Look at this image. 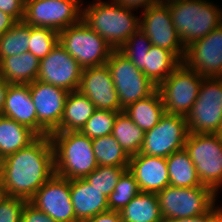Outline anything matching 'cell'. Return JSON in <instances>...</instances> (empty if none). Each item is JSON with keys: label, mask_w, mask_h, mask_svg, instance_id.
<instances>
[{"label": "cell", "mask_w": 222, "mask_h": 222, "mask_svg": "<svg viewBox=\"0 0 222 222\" xmlns=\"http://www.w3.org/2000/svg\"><path fill=\"white\" fill-rule=\"evenodd\" d=\"M54 174L51 139L49 135L38 136L0 161V190L4 195L29 201Z\"/></svg>", "instance_id": "6da1fadb"}, {"label": "cell", "mask_w": 222, "mask_h": 222, "mask_svg": "<svg viewBox=\"0 0 222 222\" xmlns=\"http://www.w3.org/2000/svg\"><path fill=\"white\" fill-rule=\"evenodd\" d=\"M82 8V21L97 32L114 50L140 28V18L134 10L124 8L114 0H97Z\"/></svg>", "instance_id": "7a4b0ae2"}, {"label": "cell", "mask_w": 222, "mask_h": 222, "mask_svg": "<svg viewBox=\"0 0 222 222\" xmlns=\"http://www.w3.org/2000/svg\"><path fill=\"white\" fill-rule=\"evenodd\" d=\"M54 153L55 174L69 180L85 178L98 167L92 139L79 132L49 134Z\"/></svg>", "instance_id": "3957f363"}, {"label": "cell", "mask_w": 222, "mask_h": 222, "mask_svg": "<svg viewBox=\"0 0 222 222\" xmlns=\"http://www.w3.org/2000/svg\"><path fill=\"white\" fill-rule=\"evenodd\" d=\"M208 0H182L168 4L172 23L185 48L222 24V10Z\"/></svg>", "instance_id": "277c9868"}, {"label": "cell", "mask_w": 222, "mask_h": 222, "mask_svg": "<svg viewBox=\"0 0 222 222\" xmlns=\"http://www.w3.org/2000/svg\"><path fill=\"white\" fill-rule=\"evenodd\" d=\"M156 195L163 221L203 215L216 204L218 198L205 185L186 188L169 185Z\"/></svg>", "instance_id": "5b68a950"}, {"label": "cell", "mask_w": 222, "mask_h": 222, "mask_svg": "<svg viewBox=\"0 0 222 222\" xmlns=\"http://www.w3.org/2000/svg\"><path fill=\"white\" fill-rule=\"evenodd\" d=\"M58 42L83 69L106 65L114 50L82 20L59 31Z\"/></svg>", "instance_id": "8992f818"}, {"label": "cell", "mask_w": 222, "mask_h": 222, "mask_svg": "<svg viewBox=\"0 0 222 222\" xmlns=\"http://www.w3.org/2000/svg\"><path fill=\"white\" fill-rule=\"evenodd\" d=\"M202 185L216 194L222 187V136L189 132L184 145Z\"/></svg>", "instance_id": "52a82bcc"}, {"label": "cell", "mask_w": 222, "mask_h": 222, "mask_svg": "<svg viewBox=\"0 0 222 222\" xmlns=\"http://www.w3.org/2000/svg\"><path fill=\"white\" fill-rule=\"evenodd\" d=\"M106 65L110 70L123 110L132 103L150 96L158 89V86L119 50L112 51Z\"/></svg>", "instance_id": "ba28073f"}, {"label": "cell", "mask_w": 222, "mask_h": 222, "mask_svg": "<svg viewBox=\"0 0 222 222\" xmlns=\"http://www.w3.org/2000/svg\"><path fill=\"white\" fill-rule=\"evenodd\" d=\"M186 121L191 133L219 134L222 125V77L203 79Z\"/></svg>", "instance_id": "9c48e42d"}, {"label": "cell", "mask_w": 222, "mask_h": 222, "mask_svg": "<svg viewBox=\"0 0 222 222\" xmlns=\"http://www.w3.org/2000/svg\"><path fill=\"white\" fill-rule=\"evenodd\" d=\"M204 77L183 62L158 86L165 113L187 116L195 103Z\"/></svg>", "instance_id": "30bf717a"}, {"label": "cell", "mask_w": 222, "mask_h": 222, "mask_svg": "<svg viewBox=\"0 0 222 222\" xmlns=\"http://www.w3.org/2000/svg\"><path fill=\"white\" fill-rule=\"evenodd\" d=\"M82 3L81 0H25L23 22L59 32L82 20Z\"/></svg>", "instance_id": "8fae6325"}, {"label": "cell", "mask_w": 222, "mask_h": 222, "mask_svg": "<svg viewBox=\"0 0 222 222\" xmlns=\"http://www.w3.org/2000/svg\"><path fill=\"white\" fill-rule=\"evenodd\" d=\"M188 134L185 116L165 113L157 125L145 132L140 153L167 158L184 149Z\"/></svg>", "instance_id": "7c38bea8"}, {"label": "cell", "mask_w": 222, "mask_h": 222, "mask_svg": "<svg viewBox=\"0 0 222 222\" xmlns=\"http://www.w3.org/2000/svg\"><path fill=\"white\" fill-rule=\"evenodd\" d=\"M37 114V135L55 132L63 116L68 91L39 80L28 84Z\"/></svg>", "instance_id": "4fadbf2b"}, {"label": "cell", "mask_w": 222, "mask_h": 222, "mask_svg": "<svg viewBox=\"0 0 222 222\" xmlns=\"http://www.w3.org/2000/svg\"><path fill=\"white\" fill-rule=\"evenodd\" d=\"M142 13L140 29L152 45L171 51L182 62L186 48L172 23L168 4H153Z\"/></svg>", "instance_id": "5bb4252c"}, {"label": "cell", "mask_w": 222, "mask_h": 222, "mask_svg": "<svg viewBox=\"0 0 222 222\" xmlns=\"http://www.w3.org/2000/svg\"><path fill=\"white\" fill-rule=\"evenodd\" d=\"M56 222H78L71 201L70 180L54 174L29 200Z\"/></svg>", "instance_id": "9a60e30c"}, {"label": "cell", "mask_w": 222, "mask_h": 222, "mask_svg": "<svg viewBox=\"0 0 222 222\" xmlns=\"http://www.w3.org/2000/svg\"><path fill=\"white\" fill-rule=\"evenodd\" d=\"M182 62L204 78L222 77V24L188 45Z\"/></svg>", "instance_id": "2e32d148"}, {"label": "cell", "mask_w": 222, "mask_h": 222, "mask_svg": "<svg viewBox=\"0 0 222 222\" xmlns=\"http://www.w3.org/2000/svg\"><path fill=\"white\" fill-rule=\"evenodd\" d=\"M82 70L79 63L58 43L45 58L40 60L36 80L72 92L79 87Z\"/></svg>", "instance_id": "e0dca14e"}, {"label": "cell", "mask_w": 222, "mask_h": 222, "mask_svg": "<svg viewBox=\"0 0 222 222\" xmlns=\"http://www.w3.org/2000/svg\"><path fill=\"white\" fill-rule=\"evenodd\" d=\"M77 90L86 95L98 110L124 111L107 65L84 68Z\"/></svg>", "instance_id": "ac0fdd59"}, {"label": "cell", "mask_w": 222, "mask_h": 222, "mask_svg": "<svg viewBox=\"0 0 222 222\" xmlns=\"http://www.w3.org/2000/svg\"><path fill=\"white\" fill-rule=\"evenodd\" d=\"M128 170L133 174L141 192L158 193L170 185L164 157L138 153L130 156Z\"/></svg>", "instance_id": "d6986e66"}, {"label": "cell", "mask_w": 222, "mask_h": 222, "mask_svg": "<svg viewBox=\"0 0 222 222\" xmlns=\"http://www.w3.org/2000/svg\"><path fill=\"white\" fill-rule=\"evenodd\" d=\"M70 192L78 222L109 211L108 197L84 178L70 180Z\"/></svg>", "instance_id": "ffe728a7"}, {"label": "cell", "mask_w": 222, "mask_h": 222, "mask_svg": "<svg viewBox=\"0 0 222 222\" xmlns=\"http://www.w3.org/2000/svg\"><path fill=\"white\" fill-rule=\"evenodd\" d=\"M2 116L27 126L37 134V114L28 84H10Z\"/></svg>", "instance_id": "44dd1931"}, {"label": "cell", "mask_w": 222, "mask_h": 222, "mask_svg": "<svg viewBox=\"0 0 222 222\" xmlns=\"http://www.w3.org/2000/svg\"><path fill=\"white\" fill-rule=\"evenodd\" d=\"M40 60L30 52L5 57L0 61V76L10 84H30L39 74Z\"/></svg>", "instance_id": "7402d4cb"}, {"label": "cell", "mask_w": 222, "mask_h": 222, "mask_svg": "<svg viewBox=\"0 0 222 222\" xmlns=\"http://www.w3.org/2000/svg\"><path fill=\"white\" fill-rule=\"evenodd\" d=\"M95 110L94 103L86 95L78 90L69 92L60 126L55 132L81 131Z\"/></svg>", "instance_id": "603a6c76"}, {"label": "cell", "mask_w": 222, "mask_h": 222, "mask_svg": "<svg viewBox=\"0 0 222 222\" xmlns=\"http://www.w3.org/2000/svg\"><path fill=\"white\" fill-rule=\"evenodd\" d=\"M37 137L27 126L0 115V161L28 146Z\"/></svg>", "instance_id": "cb8c5ba5"}, {"label": "cell", "mask_w": 222, "mask_h": 222, "mask_svg": "<svg viewBox=\"0 0 222 222\" xmlns=\"http://www.w3.org/2000/svg\"><path fill=\"white\" fill-rule=\"evenodd\" d=\"M124 112L142 130L149 131L157 125L165 114L162 96L157 89L150 96L132 103Z\"/></svg>", "instance_id": "d4e9b609"}, {"label": "cell", "mask_w": 222, "mask_h": 222, "mask_svg": "<svg viewBox=\"0 0 222 222\" xmlns=\"http://www.w3.org/2000/svg\"><path fill=\"white\" fill-rule=\"evenodd\" d=\"M182 62L169 50L152 45L144 57L143 73L159 86Z\"/></svg>", "instance_id": "484cf974"}, {"label": "cell", "mask_w": 222, "mask_h": 222, "mask_svg": "<svg viewBox=\"0 0 222 222\" xmlns=\"http://www.w3.org/2000/svg\"><path fill=\"white\" fill-rule=\"evenodd\" d=\"M123 222H164L156 193L140 192L121 211Z\"/></svg>", "instance_id": "4316f807"}, {"label": "cell", "mask_w": 222, "mask_h": 222, "mask_svg": "<svg viewBox=\"0 0 222 222\" xmlns=\"http://www.w3.org/2000/svg\"><path fill=\"white\" fill-rule=\"evenodd\" d=\"M166 161L170 185L183 188L202 186L196 168L185 149L173 152Z\"/></svg>", "instance_id": "83f0119b"}, {"label": "cell", "mask_w": 222, "mask_h": 222, "mask_svg": "<svg viewBox=\"0 0 222 222\" xmlns=\"http://www.w3.org/2000/svg\"><path fill=\"white\" fill-rule=\"evenodd\" d=\"M112 136L130 157L140 153L145 131L138 127L124 111H121L115 119Z\"/></svg>", "instance_id": "f1b7e54d"}, {"label": "cell", "mask_w": 222, "mask_h": 222, "mask_svg": "<svg viewBox=\"0 0 222 222\" xmlns=\"http://www.w3.org/2000/svg\"><path fill=\"white\" fill-rule=\"evenodd\" d=\"M98 166L128 167L130 157L112 134L92 139Z\"/></svg>", "instance_id": "f546056e"}, {"label": "cell", "mask_w": 222, "mask_h": 222, "mask_svg": "<svg viewBox=\"0 0 222 222\" xmlns=\"http://www.w3.org/2000/svg\"><path fill=\"white\" fill-rule=\"evenodd\" d=\"M30 37V26L17 22L0 36V61L5 57L28 52Z\"/></svg>", "instance_id": "4dcf8cb0"}, {"label": "cell", "mask_w": 222, "mask_h": 222, "mask_svg": "<svg viewBox=\"0 0 222 222\" xmlns=\"http://www.w3.org/2000/svg\"><path fill=\"white\" fill-rule=\"evenodd\" d=\"M140 192L133 174L126 169L120 176L115 189L108 196L109 210L120 212Z\"/></svg>", "instance_id": "1f68e13d"}, {"label": "cell", "mask_w": 222, "mask_h": 222, "mask_svg": "<svg viewBox=\"0 0 222 222\" xmlns=\"http://www.w3.org/2000/svg\"><path fill=\"white\" fill-rule=\"evenodd\" d=\"M126 169L128 167L98 166L84 179L108 197L115 189L120 176Z\"/></svg>", "instance_id": "d6a6232c"}, {"label": "cell", "mask_w": 222, "mask_h": 222, "mask_svg": "<svg viewBox=\"0 0 222 222\" xmlns=\"http://www.w3.org/2000/svg\"><path fill=\"white\" fill-rule=\"evenodd\" d=\"M151 46V41L139 28L118 50L142 71L144 69V57L148 54Z\"/></svg>", "instance_id": "836d02e7"}, {"label": "cell", "mask_w": 222, "mask_h": 222, "mask_svg": "<svg viewBox=\"0 0 222 222\" xmlns=\"http://www.w3.org/2000/svg\"><path fill=\"white\" fill-rule=\"evenodd\" d=\"M30 36L28 52L39 60L45 58L59 43L58 32L50 28L30 26Z\"/></svg>", "instance_id": "e575fe53"}, {"label": "cell", "mask_w": 222, "mask_h": 222, "mask_svg": "<svg viewBox=\"0 0 222 222\" xmlns=\"http://www.w3.org/2000/svg\"><path fill=\"white\" fill-rule=\"evenodd\" d=\"M119 112L96 109L81 129V133L90 139L112 134L114 122Z\"/></svg>", "instance_id": "d590c367"}, {"label": "cell", "mask_w": 222, "mask_h": 222, "mask_svg": "<svg viewBox=\"0 0 222 222\" xmlns=\"http://www.w3.org/2000/svg\"><path fill=\"white\" fill-rule=\"evenodd\" d=\"M27 201L19 197L0 195V222H21L23 207Z\"/></svg>", "instance_id": "8d00e7d4"}, {"label": "cell", "mask_w": 222, "mask_h": 222, "mask_svg": "<svg viewBox=\"0 0 222 222\" xmlns=\"http://www.w3.org/2000/svg\"><path fill=\"white\" fill-rule=\"evenodd\" d=\"M0 10L12 16L17 22H23L25 0H0Z\"/></svg>", "instance_id": "74e56055"}, {"label": "cell", "mask_w": 222, "mask_h": 222, "mask_svg": "<svg viewBox=\"0 0 222 222\" xmlns=\"http://www.w3.org/2000/svg\"><path fill=\"white\" fill-rule=\"evenodd\" d=\"M21 222H56L45 212L37 209L29 201L23 207Z\"/></svg>", "instance_id": "f35d334b"}, {"label": "cell", "mask_w": 222, "mask_h": 222, "mask_svg": "<svg viewBox=\"0 0 222 222\" xmlns=\"http://www.w3.org/2000/svg\"><path fill=\"white\" fill-rule=\"evenodd\" d=\"M222 216V207L214 205L208 212L200 216L176 218L164 222H216Z\"/></svg>", "instance_id": "ab89813d"}, {"label": "cell", "mask_w": 222, "mask_h": 222, "mask_svg": "<svg viewBox=\"0 0 222 222\" xmlns=\"http://www.w3.org/2000/svg\"><path fill=\"white\" fill-rule=\"evenodd\" d=\"M81 222H123L120 212L118 211H107L91 218L85 219Z\"/></svg>", "instance_id": "60d3db41"}, {"label": "cell", "mask_w": 222, "mask_h": 222, "mask_svg": "<svg viewBox=\"0 0 222 222\" xmlns=\"http://www.w3.org/2000/svg\"><path fill=\"white\" fill-rule=\"evenodd\" d=\"M117 4L124 8L136 10L137 8H143L144 11L147 7L156 4L157 0H114Z\"/></svg>", "instance_id": "b9f144b4"}, {"label": "cell", "mask_w": 222, "mask_h": 222, "mask_svg": "<svg viewBox=\"0 0 222 222\" xmlns=\"http://www.w3.org/2000/svg\"><path fill=\"white\" fill-rule=\"evenodd\" d=\"M17 21L10 15L0 10V36L13 27Z\"/></svg>", "instance_id": "7bdbcfd3"}, {"label": "cell", "mask_w": 222, "mask_h": 222, "mask_svg": "<svg viewBox=\"0 0 222 222\" xmlns=\"http://www.w3.org/2000/svg\"><path fill=\"white\" fill-rule=\"evenodd\" d=\"M9 86L10 83L0 76V115H2V111L4 109L6 94Z\"/></svg>", "instance_id": "ee69618b"}, {"label": "cell", "mask_w": 222, "mask_h": 222, "mask_svg": "<svg viewBox=\"0 0 222 222\" xmlns=\"http://www.w3.org/2000/svg\"><path fill=\"white\" fill-rule=\"evenodd\" d=\"M177 1H182V0H157V3H160V4H170V3L177 2Z\"/></svg>", "instance_id": "f6af8a7d"}, {"label": "cell", "mask_w": 222, "mask_h": 222, "mask_svg": "<svg viewBox=\"0 0 222 222\" xmlns=\"http://www.w3.org/2000/svg\"><path fill=\"white\" fill-rule=\"evenodd\" d=\"M219 134L222 136V125H221V128H220Z\"/></svg>", "instance_id": "bcb514c9"}, {"label": "cell", "mask_w": 222, "mask_h": 222, "mask_svg": "<svg viewBox=\"0 0 222 222\" xmlns=\"http://www.w3.org/2000/svg\"><path fill=\"white\" fill-rule=\"evenodd\" d=\"M216 222H222V216Z\"/></svg>", "instance_id": "7dc6e473"}]
</instances>
